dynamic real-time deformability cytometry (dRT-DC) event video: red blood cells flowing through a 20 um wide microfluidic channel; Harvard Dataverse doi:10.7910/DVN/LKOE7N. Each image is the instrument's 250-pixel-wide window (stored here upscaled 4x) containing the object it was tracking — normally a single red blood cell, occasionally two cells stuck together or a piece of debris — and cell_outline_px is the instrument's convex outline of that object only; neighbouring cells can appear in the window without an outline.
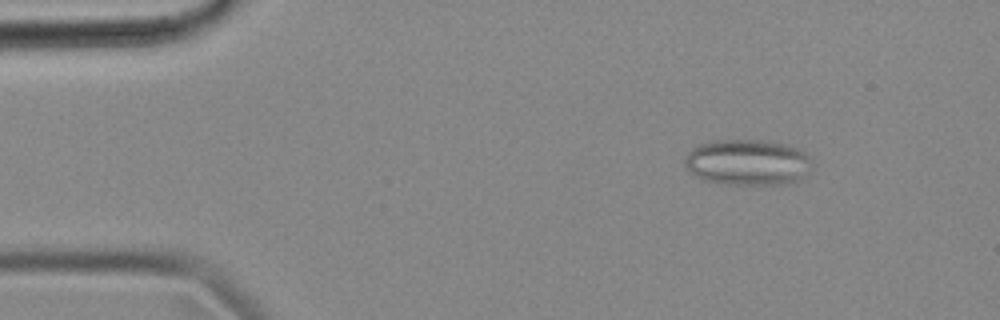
{"species": "common noctule bat (a hibernating species)", "species_latin": "Nyctalus noctula", "temperature_condition": "cold", "stored_images_in_passage": 54, "camera_frame_rate_fps": 3000, "um_per_image_px": 0.085, "animal": {"sex": "female", "body_mass_g": 18.4}, "frame": {"image": 1, "passage_image": 7, "time_ms": 2.0, "image_size_px": [1000, 320], "cell_outline_px": [[812, 168], [800, 180], [788, 184], [724, 184], [704, 180], [696, 176], [684, 164], [684, 160], [688, 152], [692, 148], [700, 144], [712, 140], [764, 140], [788, 144], [804, 152], [812, 160]], "centroid_in_image_um": [63.58, 13.79], "position_along_channel_um": 21.4, "area_um2": 34.33}}
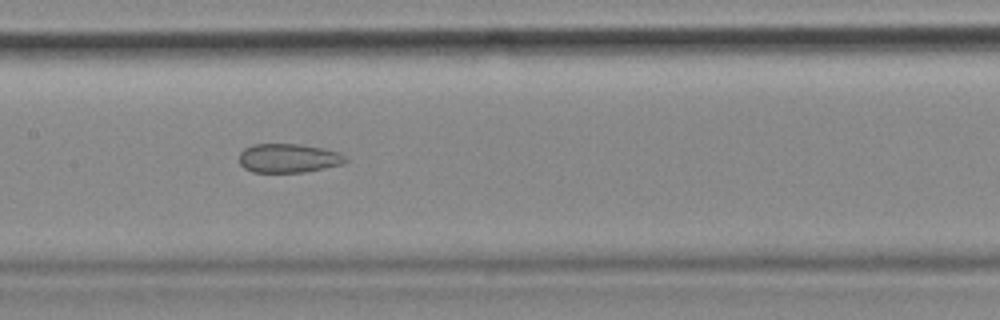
{"frame": {"image": 2, "passage_image": 26, "time_ms": 8.333, "image_size_px": [1000, 320], "cell_outline_px": [[348, 160], [344, 164], [304, 172], [252, 172], [244, 168], [240, 164], [240, 152], [244, 148], [252, 144], [300, 144], [324, 148], [340, 152]], "centroid_in_image_um": [24.53, 13.44], "position_along_channel_um": 182.9, "area_um2": 18.09}}
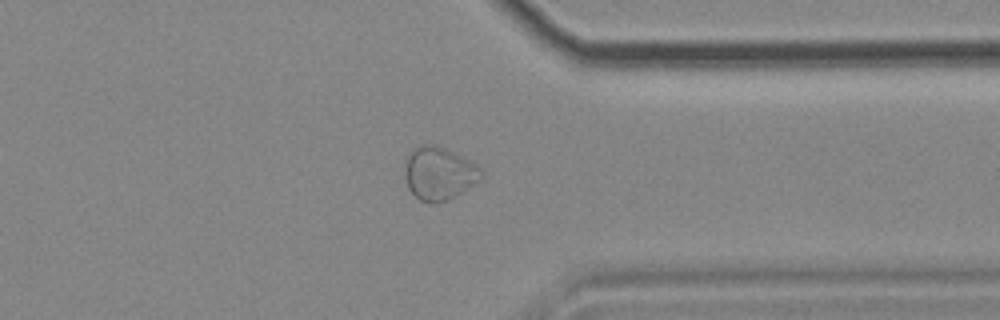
{"frame": {"image": 3, "passage_image": 42, "time_ms": 13.667, "image_size_px": [1000, 320], "cell_outline_px": [[484, 176], [480, 180], [460, 192], [444, 200], [432, 204], [420, 200], [408, 188], [408, 152], [424, 144], [436, 144], [484, 168]], "centroid_in_image_um": [37.38, 14.73], "position_along_channel_um": 374.0, "area_um2": 22.83}, "authors_computed_cell_mechanics": {"area_um2": 25.6054, "velocity_mm_per_s": 3.6633, "shape_relaxation_time_tau1_ms": null, "shape_relaxation_time_tau2_ms": 2.0011, "deformation_change_tau1": null, "deformation_change_tau2": 0.0832}}